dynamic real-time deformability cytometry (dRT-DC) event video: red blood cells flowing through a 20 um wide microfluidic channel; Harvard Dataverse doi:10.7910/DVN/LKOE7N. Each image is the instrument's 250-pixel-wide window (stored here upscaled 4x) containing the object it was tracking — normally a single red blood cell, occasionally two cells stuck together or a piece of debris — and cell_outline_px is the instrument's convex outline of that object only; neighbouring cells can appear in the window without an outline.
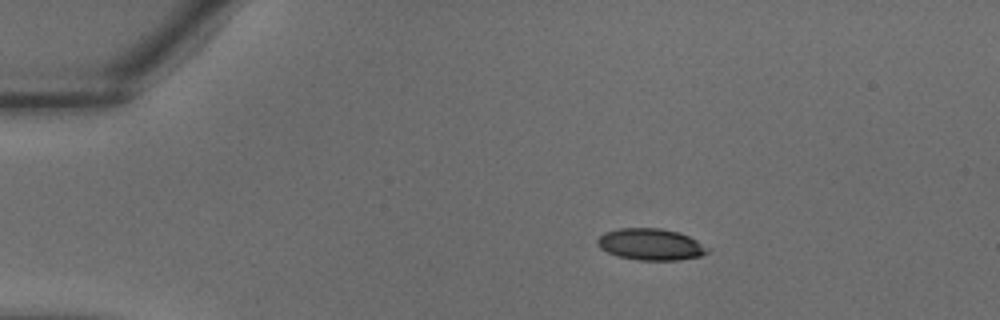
{"species": "common noctule bat (a hibernating species)", "species_latin": "Nyctalus noctula", "temperature_condition": "warm", "stored_images_in_passage": 31, "camera_frame_rate_fps": 3000, "um_per_image_px": 0.085, "animal": {"sex": "male", "body_mass_g": 18.8}, "frame": {"image": 1, "passage_image": 1, "time_ms": 0.0, "image_size_px": [1000, 320], "cell_outline_px": [[708, 252], [700, 256], [680, 260], [636, 260], [620, 256], [608, 252], [600, 248], [596, 244], [596, 240], [604, 232], [620, 228], [660, 228], [676, 232], [688, 236], [696, 240]], "centroid_in_image_um": [55.24, 20.77], "position_along_channel_um": 29.8, "area_um2": 19.94}}
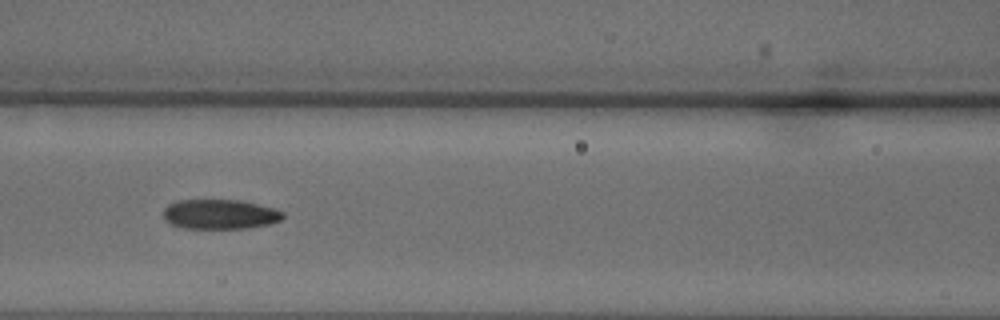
{"frame": {"image": 2, "passage_image": 11, "time_ms": 3.333, "image_size_px": [1000, 320], "cell_outline_px": [[284, 216], [280, 220], [268, 224], [248, 228], [184, 228], [172, 224], [164, 220], [164, 208], [168, 204], [176, 200], [240, 200], [276, 208], [284, 212]], "centroid_in_image_um": [18.7, 18.2], "position_along_channel_um": 147.9, "area_um2": 20.75}}
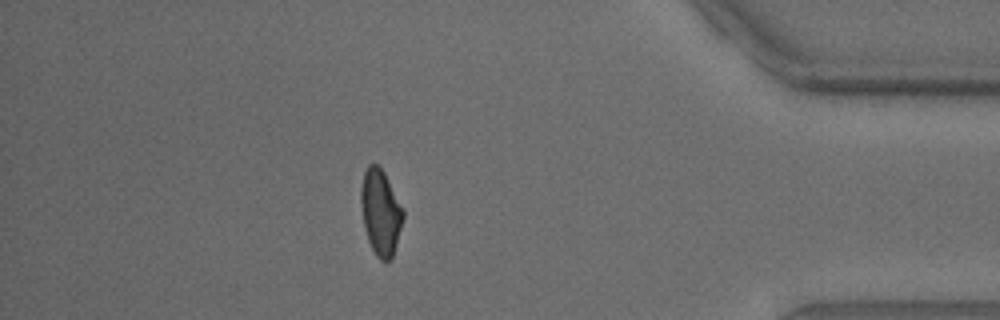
{"frame": {"image": 3, "passage_image": 27, "time_ms": 8.667, "image_size_px": [1000, 320], "cell_outline_px": [[404, 216], [392, 260], [380, 260], [376, 256], [368, 240], [364, 224], [360, 204], [360, 192], [364, 172], [368, 164], [376, 164], [384, 172], [404, 212]], "centroid_in_image_um": [32.34, 18.06], "position_along_channel_um": 402.9, "area_um2": 20.81}}